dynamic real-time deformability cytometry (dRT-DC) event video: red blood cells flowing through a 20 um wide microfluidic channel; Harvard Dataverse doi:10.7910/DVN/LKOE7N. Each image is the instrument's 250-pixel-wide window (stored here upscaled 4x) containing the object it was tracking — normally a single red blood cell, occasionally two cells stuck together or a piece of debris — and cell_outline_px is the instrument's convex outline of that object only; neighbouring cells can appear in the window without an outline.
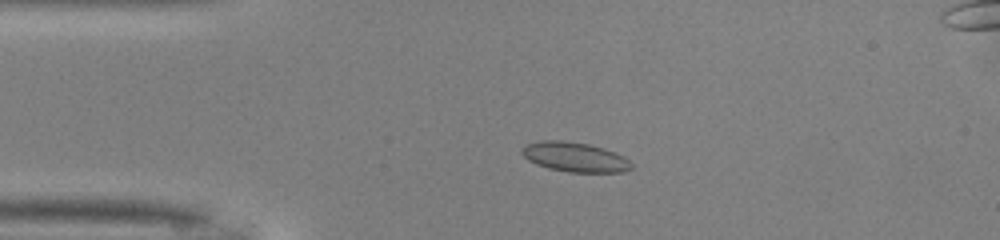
{"species": "common noctule bat (a hibernating species)", "species_latin": "Nyctalus noctula", "temperature_condition": "warm", "stored_images_in_passage": 50, "segment_of_instrument_passage": [1, 2], "camera_frame_rate_fps": 3000, "um_per_image_px": 0.085, "animal": {"sex": "male", "body_mass_g": 13.0, "forearm_length_mm": 53.1}, "frame": {"image": 1, "passage_image": 10, "time_ms": 3.0, "image_size_px": [1000, 240], "cell_outline_px": [[632, 168], [624, 172], [568, 172], [548, 168], [536, 164], [528, 160], [520, 152], [520, 148], [528, 144], [540, 140], [564, 140], [588, 144], [604, 148], [616, 152], [624, 156], [632, 164]], "centroid_in_image_um": [48.85, 13.34], "position_along_channel_um": 36.1, "area_um2": 19.07}}
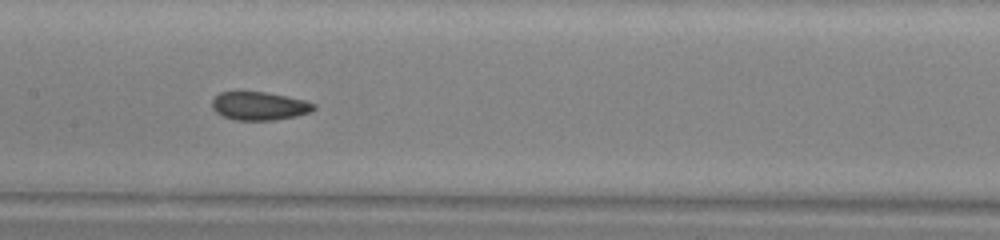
{"frame": {"image": 2, "passage_image": 23, "time_ms": 7.333, "image_size_px": [1000, 240], "cell_outline_px": [[316, 108], [308, 112], [296, 116], [272, 120], [236, 120], [224, 116], [216, 112], [212, 108], [212, 100], [220, 92], [264, 92], [304, 100], [316, 104]], "centroid_in_image_um": [22.03, 9.01], "position_along_channel_um": 185.4, "area_um2": 16.53}}
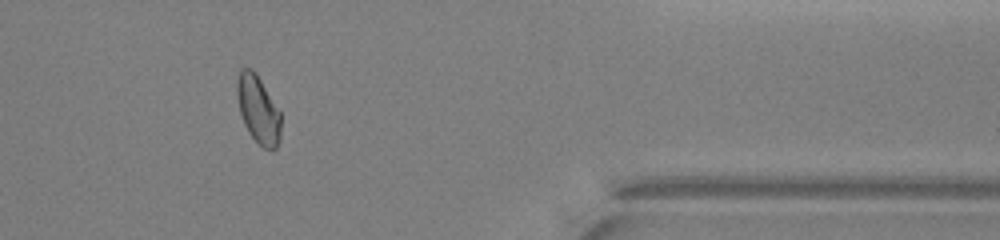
{"frame": {"image": 3, "passage_image": 40, "time_ms": 13.0, "image_size_px": [1000, 240], "cell_outline_px": [[280, 140], [276, 148], [272, 152], [264, 148], [248, 132], [244, 124], [240, 112], [236, 92], [236, 80], [240, 68], [252, 68], [256, 72], [280, 112]], "centroid_in_image_um": [21.93, 9.29], "position_along_channel_um": 389.5, "area_um2": 17.4}}